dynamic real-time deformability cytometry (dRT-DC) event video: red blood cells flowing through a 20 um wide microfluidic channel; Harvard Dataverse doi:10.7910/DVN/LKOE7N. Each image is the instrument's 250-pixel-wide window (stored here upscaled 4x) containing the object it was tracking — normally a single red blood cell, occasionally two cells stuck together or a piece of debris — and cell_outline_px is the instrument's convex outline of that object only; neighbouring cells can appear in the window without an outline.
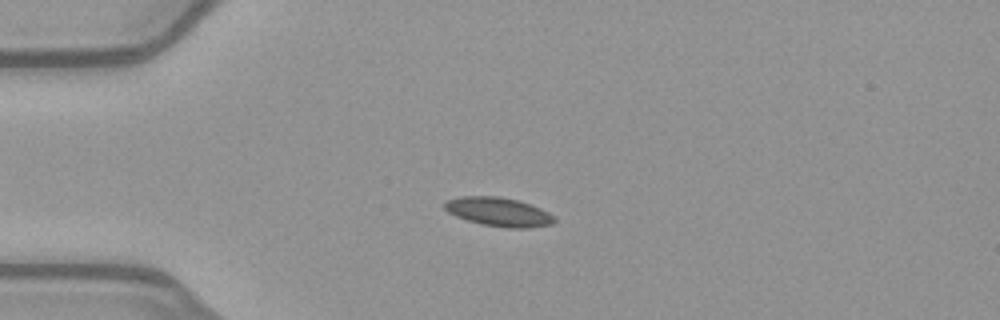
{"species": "common noctule bat (a hibernating species)", "species_latin": "Nyctalus noctula", "temperature_condition": "warm", "stored_images_in_passage": 41, "camera_frame_rate_fps": 3000, "um_per_image_px": 0.085, "animal": {"sex": "female", "body_mass_g": 21.9}, "frame": {"image": 1, "passage_image": 7, "time_ms": 2.0, "image_size_px": [1000, 320], "cell_outline_px": [[556, 220], [552, 224], [528, 228], [508, 228], [480, 224], [456, 216], [448, 212], [444, 208], [444, 200], [460, 196], [500, 196], [516, 200], [540, 208], [548, 212]], "centroid_in_image_um": [42.34, 18.0], "position_along_channel_um": 42.7, "area_um2": 18.44}}
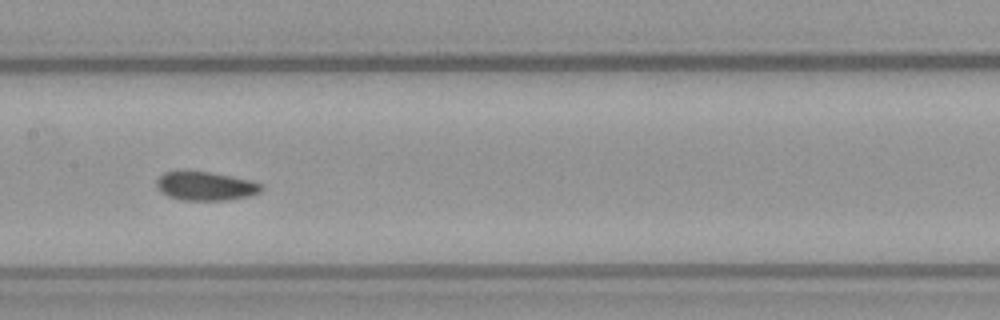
{"frame": {"image": 2, "passage_image": 20, "time_ms": 6.333, "image_size_px": [1000, 320], "cell_outline_px": [[264, 188], [260, 192], [248, 196], [228, 200], [184, 200], [168, 196], [156, 188], [156, 180], [164, 172], [208, 172], [248, 180], [264, 184]], "centroid_in_image_um": [17.48, 15.83], "position_along_channel_um": 189.9, "area_um2": 17.28}}
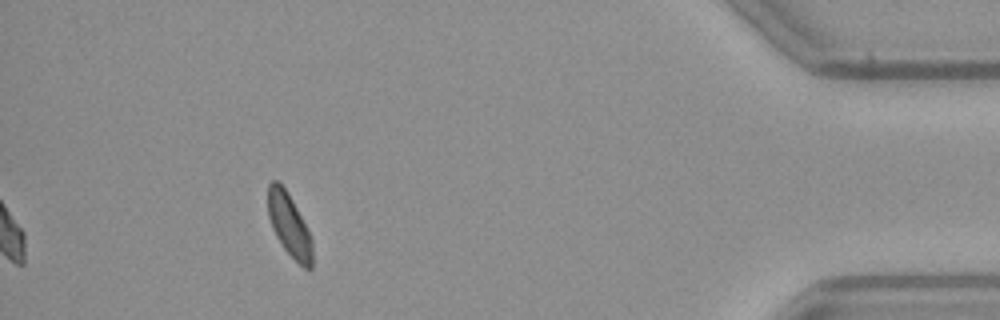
{"frame": {"image": 3, "passage_image": 41, "time_ms": 13.333, "image_size_px": [1000, 320], "cell_outline_px": [[312, 268], [304, 268], [284, 248], [276, 236], [272, 228], [268, 216], [268, 184], [272, 180], [276, 180], [288, 192], [312, 240]], "centroid_in_image_um": [24.56, 19.12], "position_along_channel_um": 410.6, "area_um2": 15.84}, "authors_computed_cell_mechanics": {"area_um2": 17.6868, "velocity_mm_per_s": 3.9888, "shape_relaxation_time_tau1_ms": null, "shape_relaxation_time_tau2_ms": 3.707, "deformation_change_tau1": null, "deformation_change_tau2": 0.0733}}